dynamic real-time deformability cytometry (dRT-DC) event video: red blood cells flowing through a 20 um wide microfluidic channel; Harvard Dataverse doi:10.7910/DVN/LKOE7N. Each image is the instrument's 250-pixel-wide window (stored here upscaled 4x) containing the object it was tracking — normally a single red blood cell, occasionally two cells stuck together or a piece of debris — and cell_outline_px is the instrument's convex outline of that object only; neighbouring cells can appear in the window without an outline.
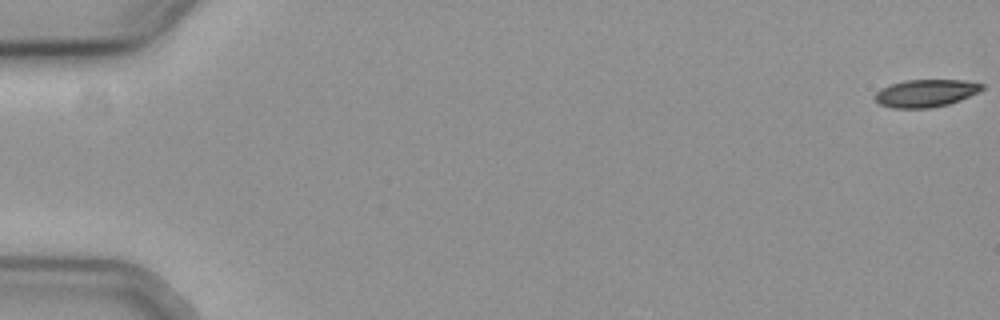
{"species": "common noctule bat (a hibernating species)", "species_latin": "Nyctalus noctula", "temperature_condition": "cold", "stored_images_in_passage": 12, "camera_frame_rate_fps": 3000, "um_per_image_px": 0.085, "animal": {"sex": "female", "body_mass_g": 19.3, "forearm_length_mm": 54.1}, "frame": {"image": 1, "passage_image": 1, "time_ms": 0.0, "image_size_px": [1000, 320], "cell_outline_px": [[984, 88], [960, 100], [948, 104], [928, 108], [892, 108], [880, 104], [876, 100], [876, 92], [880, 88], [904, 80], [964, 80], [984, 84]], "centroid_in_image_um": [78.68, 7.91], "position_along_channel_um": 6.3, "area_um2": 16.99}}